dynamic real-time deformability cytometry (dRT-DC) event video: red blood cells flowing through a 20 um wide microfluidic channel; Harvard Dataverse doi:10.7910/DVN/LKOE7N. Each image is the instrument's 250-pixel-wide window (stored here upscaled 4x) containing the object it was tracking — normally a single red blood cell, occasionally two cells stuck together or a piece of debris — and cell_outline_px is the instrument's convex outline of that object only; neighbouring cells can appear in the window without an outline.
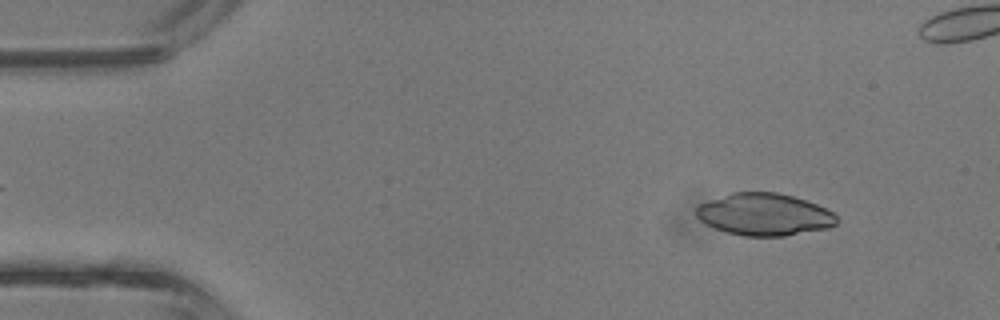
{"species": "common noctule bat (a hibernating species)", "species_latin": "Nyctalus noctula", "temperature_condition": "room temperature", "stored_images_in_passage": 42, "camera_frame_rate_fps": 3000, "um_per_image_px": 0.085, "animal": {"sex": "male", "body_mass_g": 13.3}, "frame": {"image": 1, "passage_image": 4, "time_ms": 1.0, "image_size_px": [1000, 320], "cell_outline_px": [[840, 220], [836, 224], [828, 228], [784, 236], [744, 236], [728, 232], [716, 228], [700, 220], [696, 216], [696, 208], [700, 204], [732, 192], [776, 192], [792, 196], [816, 204], [832, 212]], "centroid_in_image_um": [64.99, 18.23], "position_along_channel_um": 20.0, "area_um2": 34.22}}
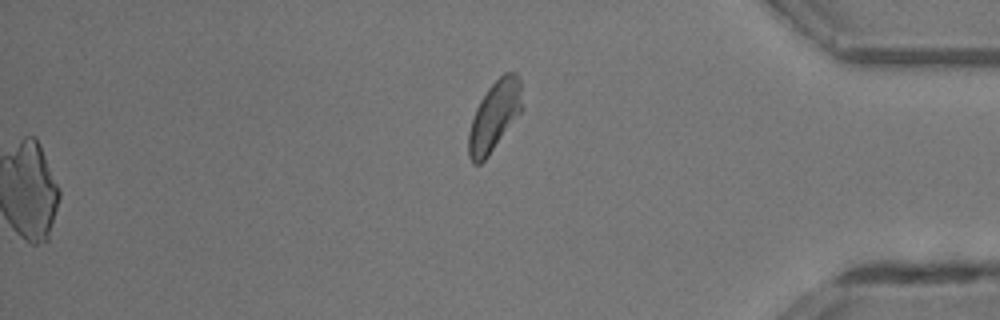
{"frame": {"image": 2, "passage_image": 42, "time_ms": 13.667, "image_size_px": [1000, 320], "cell_outline_px": [[524, 108], [488, 156], [480, 164], [472, 164], [468, 156], [468, 132], [476, 108], [480, 100], [488, 88], [504, 72], [516, 72], [520, 80]], "centroid_in_image_um": [42.04, 9.86], "position_along_channel_um": 393.2, "area_um2": 21.91}}